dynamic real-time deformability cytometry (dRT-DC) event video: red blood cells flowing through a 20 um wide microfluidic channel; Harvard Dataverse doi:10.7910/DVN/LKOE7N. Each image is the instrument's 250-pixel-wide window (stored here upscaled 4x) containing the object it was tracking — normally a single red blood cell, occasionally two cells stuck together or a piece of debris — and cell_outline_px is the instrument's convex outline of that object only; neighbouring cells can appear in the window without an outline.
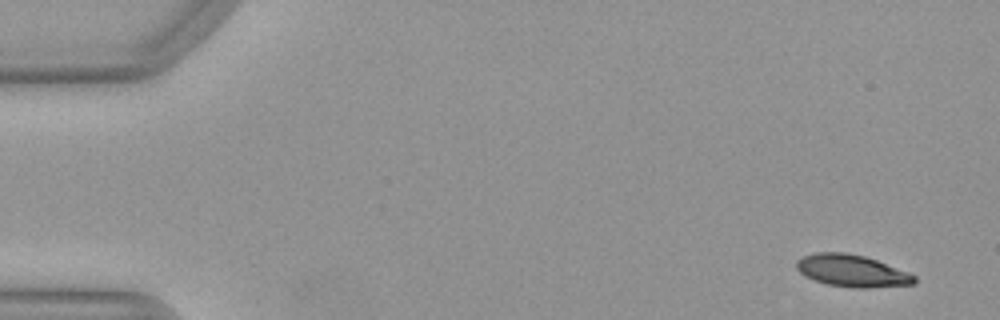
{"species": "Egyptian fruit bat (a non-hibernating species)", "species_latin": "Rousettus aegyptiacus", "temperature_condition": "warm", "stored_images_in_passage": 51, "camera_frame_rate_fps": 3000, "um_per_image_px": 0.085, "animal": {"sex": "female"}, "frame": {"image": 1, "passage_image": 3, "time_ms": 0.667, "image_size_px": [1000, 320], "cell_outline_px": [[916, 280], [912, 284], [868, 288], [852, 288], [828, 284], [804, 276], [796, 268], [796, 260], [804, 256], [816, 252], [844, 252], [864, 256], [876, 260], [916, 276]], "centroid_in_image_um": [72.37, 23.02], "position_along_channel_um": 12.6, "area_um2": 21.79}}
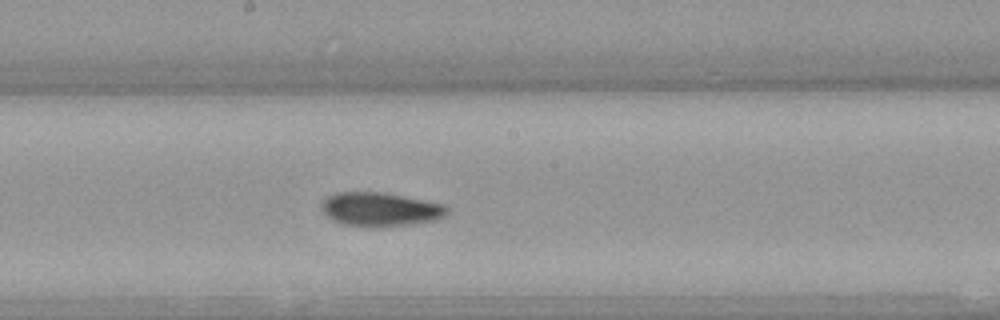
{"frame": {"image": 2, "passage_image": 28, "time_ms": 9.0, "image_size_px": [1000, 320], "cell_outline_px": [[448, 216], [436, 220], [380, 228], [344, 224], [332, 220], [320, 208], [320, 204], [328, 196], [336, 192], [384, 192], [444, 204], [448, 208]], "centroid_in_image_um": [32.34, 17.79], "position_along_channel_um": 215.9, "area_um2": 24.97}}
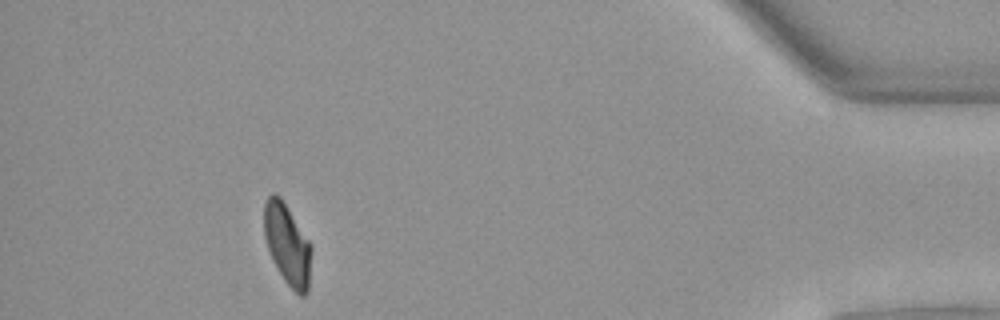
{"frame": {"image": 3, "passage_image": 47, "time_ms": 15.333, "image_size_px": [1000, 320], "cell_outline_px": [[312, 252], [308, 292], [304, 296], [300, 296], [284, 280], [272, 260], [264, 236], [264, 204], [268, 196], [280, 196], [312, 244]], "centroid_in_image_um": [24.45, 20.81], "position_along_channel_um": 410.8, "area_um2": 22.31}, "authors_computed_cell_mechanics": {"area_um2": 23.409, "velocity_mm_per_s": 3.9798, "shape_relaxation_time_tau1_ms": 3.9236, "shape_relaxation_time_tau2_ms": 2.9927, "deformation_change_tau1": 0.1555, "deformation_change_tau2": 0.0753}}